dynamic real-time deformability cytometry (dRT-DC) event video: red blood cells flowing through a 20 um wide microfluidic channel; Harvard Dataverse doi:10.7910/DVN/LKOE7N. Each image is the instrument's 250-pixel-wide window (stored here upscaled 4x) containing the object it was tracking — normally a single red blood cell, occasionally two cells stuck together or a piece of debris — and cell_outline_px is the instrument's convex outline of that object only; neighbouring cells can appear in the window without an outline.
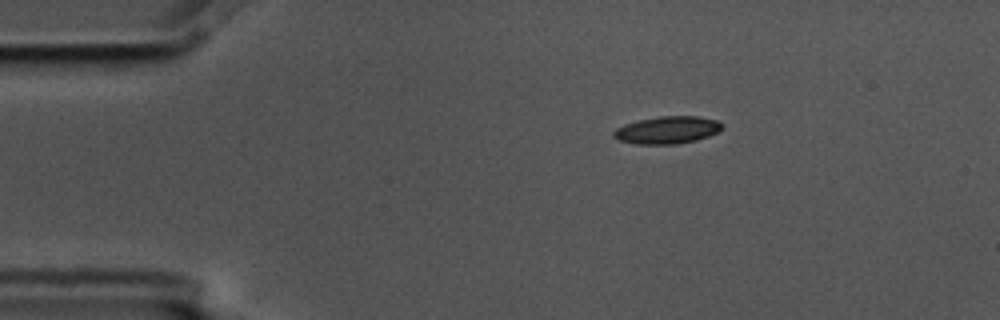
{"species": "common noctule bat (a hibernating species)", "species_latin": "Nyctalus noctula", "temperature_condition": "cold", "stored_images_in_passage": 3, "camera_frame_rate_fps": 3000, "um_per_image_px": 0.085, "animal": {"sex": "male", "body_mass_g": 17.5, "forearm_length_mm": 52.3}, "frame": {"image": 1, "passage_image": 1, "time_ms": 0.0, "image_size_px": [1000, 320], "cell_outline_px": [[724, 124], [716, 132], [708, 136], [696, 140], [676, 144], [636, 144], [616, 140], [612, 136], [612, 132], [616, 128], [624, 124], [636, 120], [660, 116], [696, 116], [716, 120]], "centroid_in_image_um": [56.65, 11.05], "position_along_channel_um": 28.4, "area_um2": 17.4}}
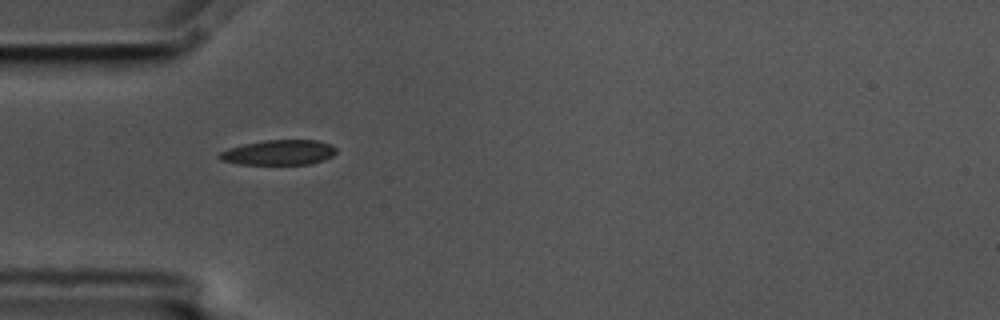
{"frame": {"image": 2, "passage_image": 3, "time_ms": 0.667, "image_size_px": [1000, 320], "cell_outline_px": [[336, 152], [332, 156], [324, 160], [308, 164], [240, 164], [220, 160], [216, 156], [220, 152], [228, 148], [244, 144], [264, 140], [316, 140], [332, 144], [336, 148]], "centroid_in_image_um": [23.69, 12.96], "position_along_channel_um": 61.3, "area_um2": 17.11}}